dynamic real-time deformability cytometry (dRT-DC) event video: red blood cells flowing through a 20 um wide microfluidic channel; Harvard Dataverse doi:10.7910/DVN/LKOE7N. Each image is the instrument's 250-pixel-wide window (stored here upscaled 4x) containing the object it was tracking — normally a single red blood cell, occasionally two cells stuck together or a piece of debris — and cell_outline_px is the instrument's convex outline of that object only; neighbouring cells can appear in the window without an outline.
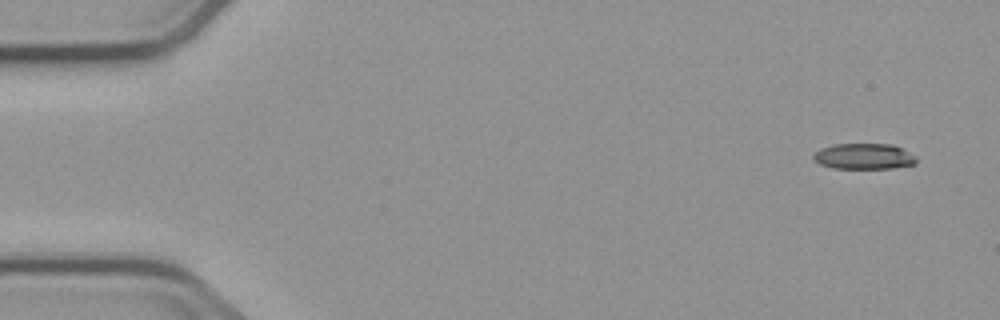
{"species": "common noctule bat (a hibernating species)", "species_latin": "Nyctalus noctula", "temperature_condition": "cold", "stored_images_in_passage": 4, "camera_frame_rate_fps": 3000, "um_per_image_px": 0.085, "animal": {"sex": "male", "body_mass_g": 23.1, "forearm_length_mm": 52.7}, "frame": {"image": 1, "passage_image": 1, "time_ms": 0.0, "image_size_px": [1000, 320], "cell_outline_px": [[916, 164], [892, 168], [832, 168], [820, 164], [812, 156], [820, 148], [832, 144], [892, 144], [916, 156]], "centroid_in_image_um": [73.43, 13.29], "position_along_channel_um": 11.6, "area_um2": 15.37}}
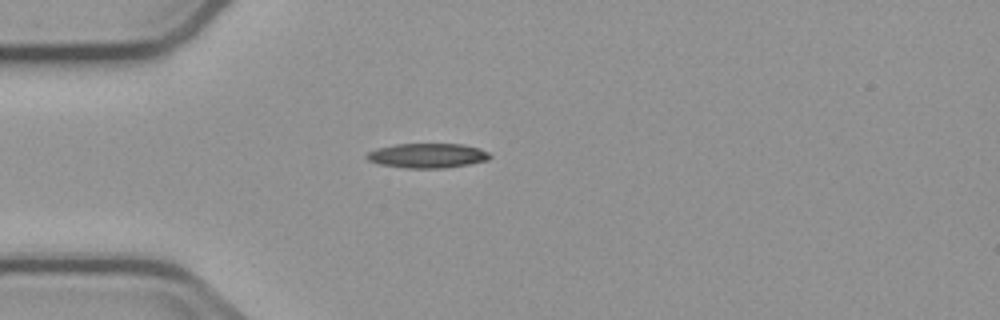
{"frame": {"image": 2, "passage_image": 4, "time_ms": 4.0, "image_size_px": [1000, 320], "cell_outline_px": [[492, 156], [488, 160], [468, 164], [444, 168], [408, 168], [380, 164], [368, 160], [364, 156], [368, 152], [376, 148], [396, 144], [464, 144], [480, 148], [488, 152]], "centroid_in_image_um": [36.34, 13.22], "position_along_channel_um": 48.7, "area_um2": 17.69}}